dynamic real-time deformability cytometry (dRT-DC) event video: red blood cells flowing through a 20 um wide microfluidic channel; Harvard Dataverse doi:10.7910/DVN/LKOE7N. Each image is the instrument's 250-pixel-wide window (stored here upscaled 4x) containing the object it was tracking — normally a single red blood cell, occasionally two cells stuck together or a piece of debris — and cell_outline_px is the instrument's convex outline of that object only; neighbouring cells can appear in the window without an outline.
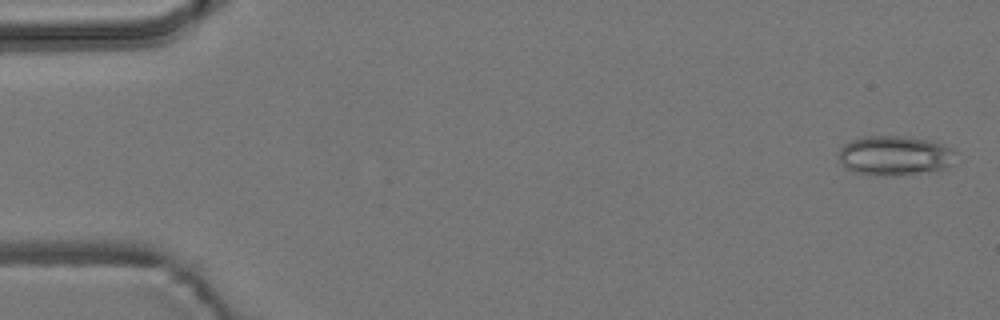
{"species": "common noctule bat (a hibernating species)", "species_latin": "Nyctalus noctula", "temperature_condition": "room temperature", "stored_images_in_passage": 54, "camera_frame_rate_fps": 3000, "um_per_image_px": 0.085, "animal": {"sex": "male", "body_mass_g": 19.2, "forearm_length_mm": 51.8}, "frame": {"image": 1, "passage_image": 2, "time_ms": 0.333, "image_size_px": [1000, 320], "cell_outline_px": [[956, 152], [952, 164], [944, 168], [916, 172], [852, 172], [844, 168], [840, 160], [840, 148], [844, 144], [852, 140], [864, 136], [900, 136], [932, 140], [952, 148]], "centroid_in_image_um": [76.06, 13.15], "position_along_channel_um": 8.9, "area_um2": 25.84}}
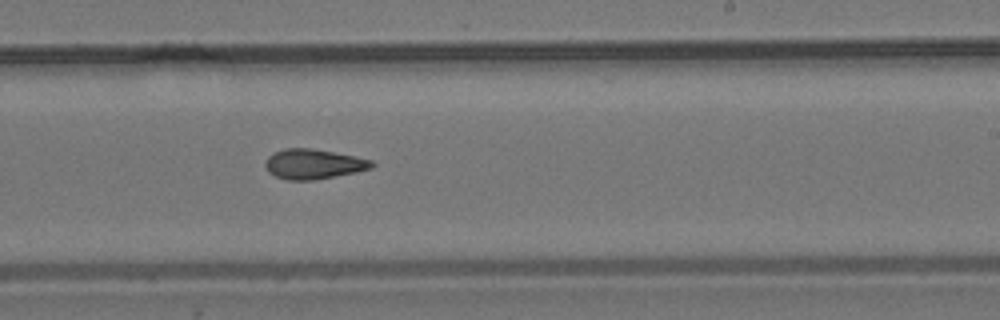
{"frame": {"image": 2, "passage_image": 33, "time_ms": 10.667, "image_size_px": [1000, 320], "cell_outline_px": [[376, 164], [372, 168], [356, 172], [336, 176], [312, 180], [288, 180], [276, 176], [268, 172], [264, 164], [268, 156], [272, 152], [284, 148], [312, 148], [372, 160]], "centroid_in_image_um": [26.62, 13.94], "position_along_channel_um": 262.4, "area_um2": 18.55}}
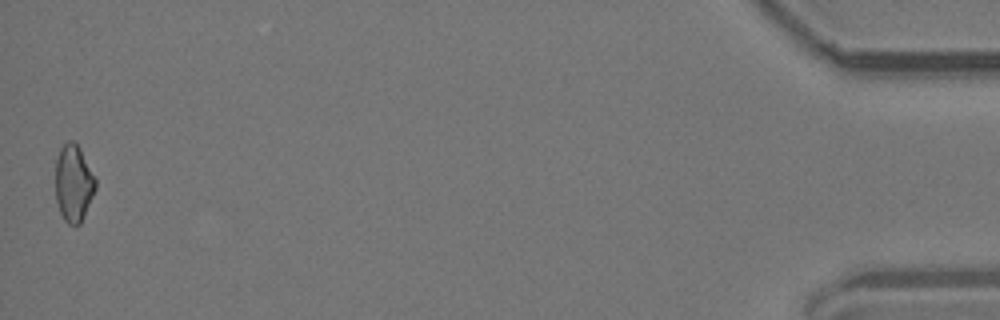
{"frame": {"image": 3, "passage_image": 54, "time_ms": 17.667, "image_size_px": [1000, 320], "cell_outline_px": [[96, 188], [84, 216], [80, 224], [68, 224], [64, 220], [60, 212], [56, 200], [56, 160], [60, 148], [68, 140], [72, 140], [80, 148], [96, 180]], "centroid_in_image_um": [6.25, 15.57], "position_along_channel_um": 429.0, "area_um2": 17.8}, "authors_computed_cell_mechanics": {"area_um2": 18.5249, "velocity_mm_per_s": 3.7949, "shape_relaxation_time_tau1_ms": null, "shape_relaxation_time_tau2_ms": 3.4069, "deformation_change_tau1": null, "deformation_change_tau2": 0.1145}}